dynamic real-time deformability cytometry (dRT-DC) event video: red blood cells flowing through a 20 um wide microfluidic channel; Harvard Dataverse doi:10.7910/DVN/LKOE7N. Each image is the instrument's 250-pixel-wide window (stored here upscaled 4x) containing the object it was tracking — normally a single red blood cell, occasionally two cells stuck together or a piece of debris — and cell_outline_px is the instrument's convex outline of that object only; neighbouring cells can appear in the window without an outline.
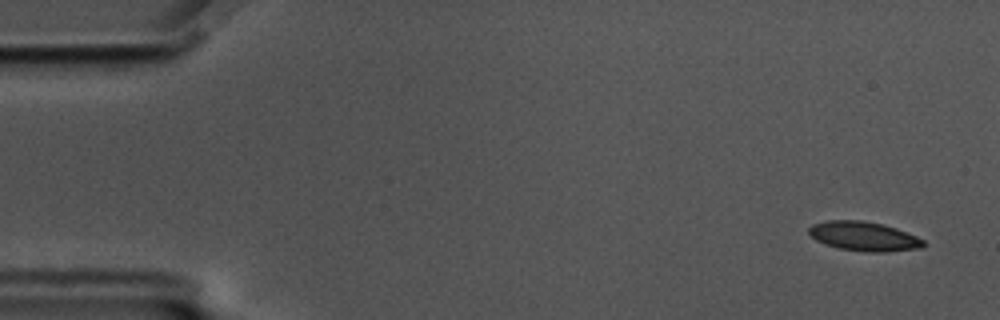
{"species": "common noctule bat (a hibernating species)", "species_latin": "Nyctalus noctula", "temperature_condition": "cold", "stored_images_in_passage": 14, "camera_frame_rate_fps": 3000, "um_per_image_px": 0.085, "animal": {"sex": "male", "body_mass_g": 17.5, "forearm_length_mm": 52.3}, "frame": {"image": 1, "passage_image": 3, "time_ms": 0.667, "image_size_px": [1000, 320], "cell_outline_px": [[924, 244], [920, 248], [888, 252], [868, 252], [840, 248], [816, 240], [808, 232], [808, 228], [812, 224], [828, 220], [860, 220], [884, 224], [896, 228], [916, 236], [924, 240]], "centroid_in_image_um": [73.43, 20.07], "position_along_channel_um": 11.6, "area_um2": 19.42}}